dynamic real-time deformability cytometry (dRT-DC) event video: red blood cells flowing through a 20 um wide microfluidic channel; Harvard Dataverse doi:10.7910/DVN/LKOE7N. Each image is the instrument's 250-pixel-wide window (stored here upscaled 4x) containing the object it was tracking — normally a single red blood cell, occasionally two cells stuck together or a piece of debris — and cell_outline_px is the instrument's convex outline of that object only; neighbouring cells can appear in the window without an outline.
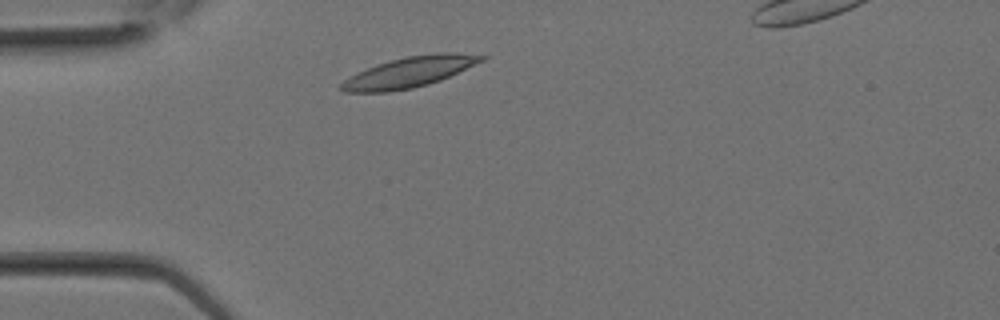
{"species": "Egyptian fruit bat (a non-hibernating species)", "species_latin": "Rousettus aegyptiacus", "temperature_condition": "room temperature", "stored_images_in_passage": 22, "camera_frame_rate_fps": 3000, "um_per_image_px": 0.085, "animal": {"sex": "female"}, "frame": {"image": 1, "passage_image": 3, "time_ms": 0.667, "image_size_px": [1000, 320], "cell_outline_px": [[488, 56], [484, 60], [440, 80], [428, 84], [412, 88], [388, 92], [344, 92], [340, 88], [340, 84], [344, 80], [356, 72], [376, 64], [404, 56], [436, 52], [456, 52]], "centroid_in_image_um": [34.77, 6.11], "position_along_channel_um": 50.2, "area_um2": 25.03}}
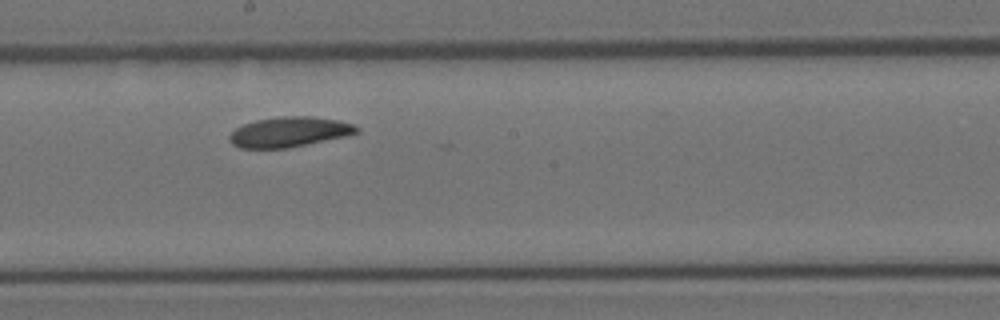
{"frame": {"image": 2, "passage_image": 11, "time_ms": 3.333, "image_size_px": [1000, 320], "cell_outline_px": [[360, 132], [348, 136], [288, 148], [240, 148], [232, 144], [228, 136], [236, 128], [244, 124], [256, 120], [284, 116], [312, 116], [340, 120], [352, 124], [360, 128]], "centroid_in_image_um": [24.63, 11.22], "position_along_channel_um": 223.6, "area_um2": 22.43}}
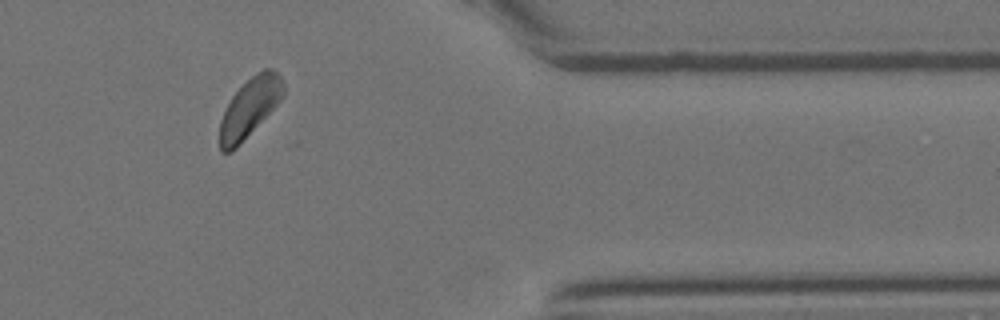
{"frame": {"image": 3, "passage_image": 19, "time_ms": 6.0, "image_size_px": [1000, 320], "cell_outline_px": [[284, 96], [236, 148], [232, 152], [220, 152], [220, 120], [232, 96], [256, 72], [264, 68], [272, 68], [280, 76], [284, 88]], "centroid_in_image_um": [21.22, 9.14], "position_along_channel_um": 390.2, "area_um2": 21.39}}